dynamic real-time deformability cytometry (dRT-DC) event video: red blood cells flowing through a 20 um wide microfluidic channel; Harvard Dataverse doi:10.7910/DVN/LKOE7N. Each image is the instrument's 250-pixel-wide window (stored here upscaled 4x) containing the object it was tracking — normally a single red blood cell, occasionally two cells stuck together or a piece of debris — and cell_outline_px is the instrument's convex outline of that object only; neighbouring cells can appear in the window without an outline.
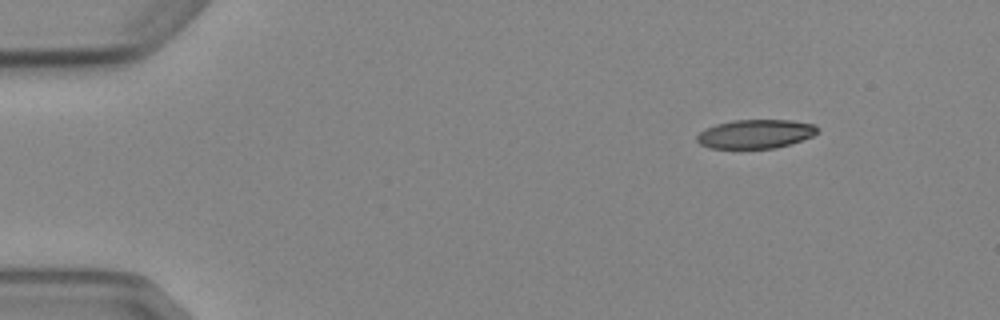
{"species": "Egyptian fruit bat (a non-hibernating species)", "species_latin": "Rousettus aegyptiacus", "temperature_condition": "cold", "stored_images_in_passage": 4, "camera_frame_rate_fps": 3000, "um_per_image_px": 0.085, "animal": {"sex": "female"}, "frame": {"image": 1, "passage_image": 1, "time_ms": 0.0, "image_size_px": [1000, 320], "cell_outline_px": [[820, 128], [812, 136], [776, 148], [712, 148], [700, 144], [696, 140], [696, 136], [704, 128], [716, 124], [732, 120], [792, 120], [816, 124]], "centroid_in_image_um": [64.21, 11.37], "position_along_channel_um": 20.8, "area_um2": 20.29}}
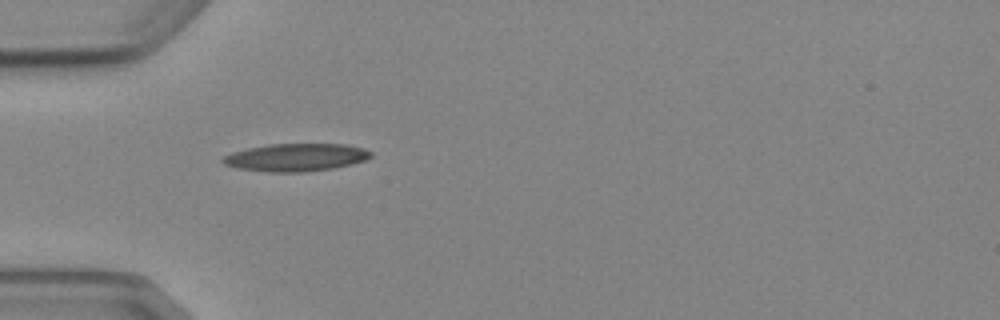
{"frame": {"image": 2, "passage_image": 3, "time_ms": 3.333, "image_size_px": [1000, 320], "cell_outline_px": [[372, 156], [364, 160], [352, 164], [332, 168], [300, 172], [268, 172], [236, 168], [224, 164], [220, 160], [224, 156], [232, 152], [248, 148], [268, 144], [348, 144], [364, 148], [372, 152]], "centroid_in_image_um": [25.14, 13.37], "position_along_channel_um": 59.9, "area_um2": 23.93}}
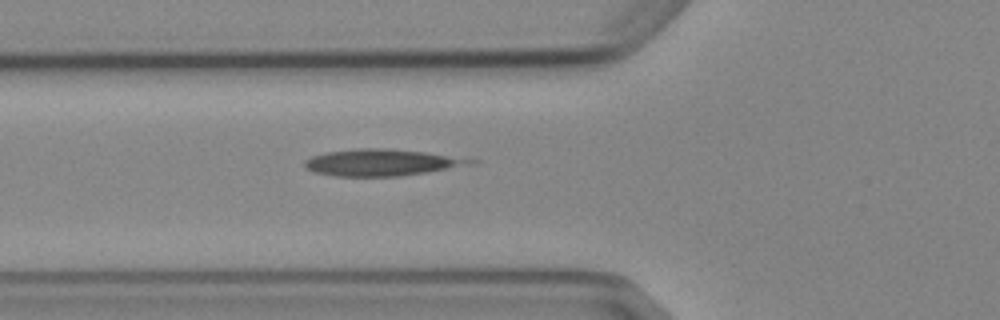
{"frame": {"image": 3, "passage_image": 4, "time_ms": 4.333, "image_size_px": [1000, 320], "cell_outline_px": [[480, 160], [444, 168], [424, 172], [396, 176], [336, 176], [312, 172], [304, 168], [304, 160], [312, 156], [324, 152], [360, 148], [388, 148], [424, 152]], "centroid_in_image_um": [32.24, 13.8], "position_along_channel_um": 93.6, "area_um2": 25.14}}